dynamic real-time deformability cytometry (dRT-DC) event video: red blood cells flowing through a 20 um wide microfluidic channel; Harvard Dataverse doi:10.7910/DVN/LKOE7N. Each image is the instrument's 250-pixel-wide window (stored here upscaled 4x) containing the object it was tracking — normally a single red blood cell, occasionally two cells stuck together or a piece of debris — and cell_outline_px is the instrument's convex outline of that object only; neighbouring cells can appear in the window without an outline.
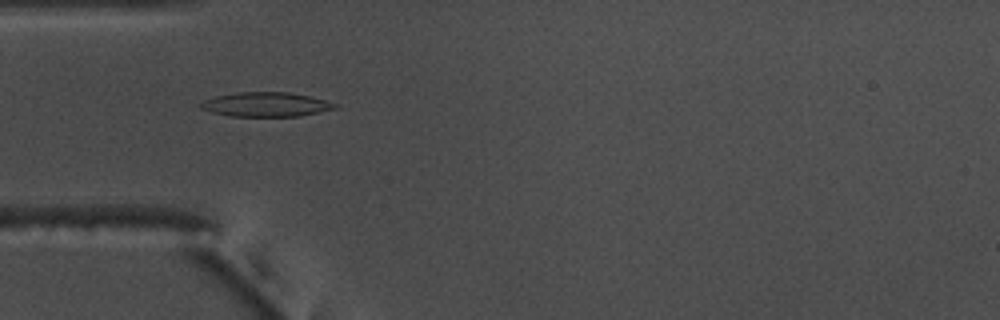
{"species": "common noctule bat (a hibernating species)", "species_latin": "Nyctalus noctula", "temperature_condition": "warm", "stored_images_in_passage": 55, "camera_frame_rate_fps": 3000, "um_per_image_px": 0.085, "animal": {"sex": "male", "body_mass_g": 17.5, "forearm_length_mm": 52.3}, "frame": {"image": 1, "passage_image": 17, "time_ms": 5.333, "image_size_px": [1000, 320], "cell_outline_px": [[340, 108], [300, 116], [228, 116], [212, 112], [200, 108], [196, 104], [204, 100], [216, 96], [236, 92], [288, 92], [308, 96], [340, 104]], "centroid_in_image_um": [22.61, 8.88], "position_along_channel_um": 62.4, "area_um2": 19.25}}
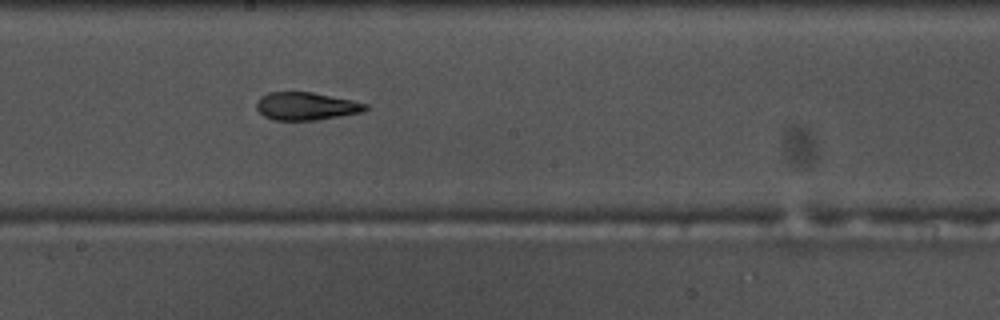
{"frame": {"image": 2, "passage_image": 30, "time_ms": 9.667, "image_size_px": [1000, 320], "cell_outline_px": [[368, 108], [360, 112], [340, 116], [316, 120], [272, 120], [264, 116], [256, 108], [256, 100], [260, 96], [268, 92], [312, 92], [352, 100], [368, 104]], "centroid_in_image_um": [25.98, 9.02], "position_along_channel_um": 222.2, "area_um2": 17.69}}
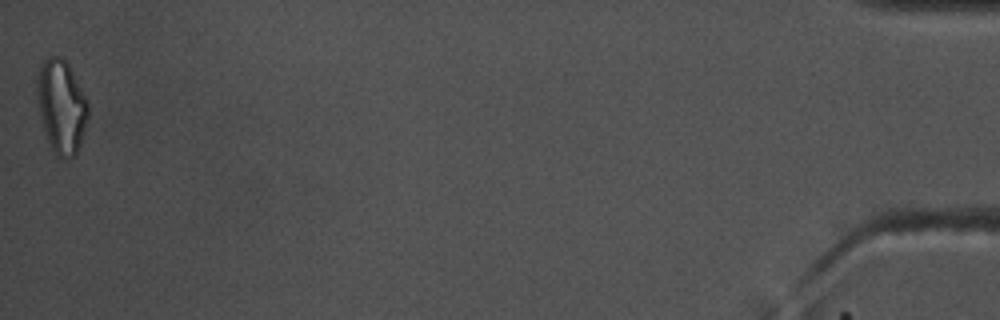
{"frame": {"image": 3, "passage_image": 55, "time_ms": 18.0, "image_size_px": [1000, 320], "cell_outline_px": [[88, 116], [80, 144], [76, 156], [64, 160], [56, 156], [48, 140], [40, 116], [36, 88], [36, 84], [40, 68], [44, 60], [48, 56], [60, 56], [68, 64], [88, 100]], "centroid_in_image_um": [5.23, 9.07], "position_along_channel_um": 430.0, "area_um2": 27.69}, "authors_computed_cell_mechanics": {"area_um2": 19.1318, "velocity_mm_per_s": 3.7197, "shape_relaxation_time_tau1_ms": 10.3915, "shape_relaxation_time_tau2_ms": 3.4648, "deformation_change_tau1": 0.2584, "deformation_change_tau2": 0.1088}}